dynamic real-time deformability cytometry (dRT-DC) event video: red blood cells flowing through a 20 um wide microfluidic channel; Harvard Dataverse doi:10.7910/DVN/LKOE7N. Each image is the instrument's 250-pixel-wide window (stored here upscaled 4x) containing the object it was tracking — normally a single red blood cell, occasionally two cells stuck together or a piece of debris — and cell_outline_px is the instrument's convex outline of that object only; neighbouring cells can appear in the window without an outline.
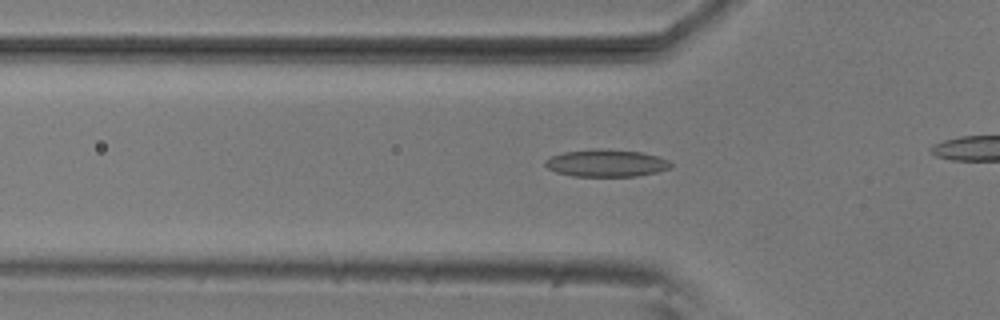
{"species": "common noctule bat (a hibernating species)", "species_latin": "Nyctalus noctula", "temperature_condition": "room temperature", "stored_images_in_passage": 37, "camera_frame_rate_fps": 3000, "um_per_image_px": 0.085, "animal": {"sex": "male", "body_mass_g": 20.5, "forearm_length_mm": 52.5}, "frame": {"image": 1, "passage_image": 18, "time_ms": 5.667, "image_size_px": [1000, 320], "cell_outline_px": [[672, 168], [656, 172], [636, 176], [572, 176], [556, 172], [548, 168], [544, 164], [544, 160], [552, 156], [564, 152], [640, 152], [656, 156], [668, 160], [672, 164]], "centroid_in_image_um": [51.55, 13.93], "position_along_channel_um": 74.3, "area_um2": 18.79}}
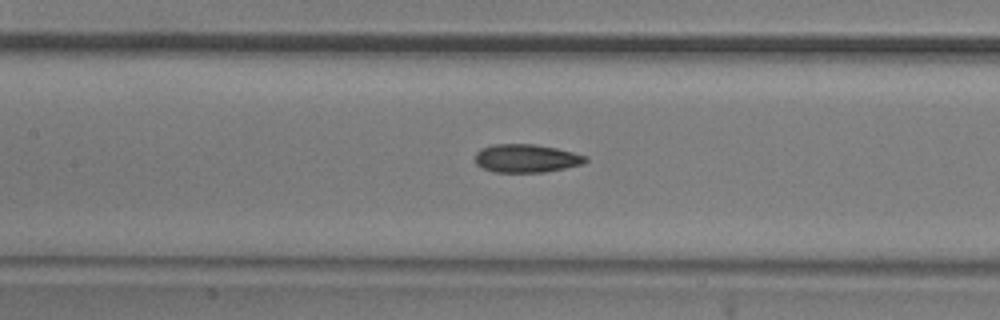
{"frame": {"image": 2, "passage_image": 25, "time_ms": 8.0, "image_size_px": [1000, 320], "cell_outline_px": [[588, 160], [584, 164], [544, 172], [492, 172], [476, 164], [476, 152], [480, 148], [492, 144], [532, 144], [556, 148], [588, 156]], "centroid_in_image_um": [44.74, 13.46], "position_along_channel_um": 162.7, "area_um2": 18.21}}
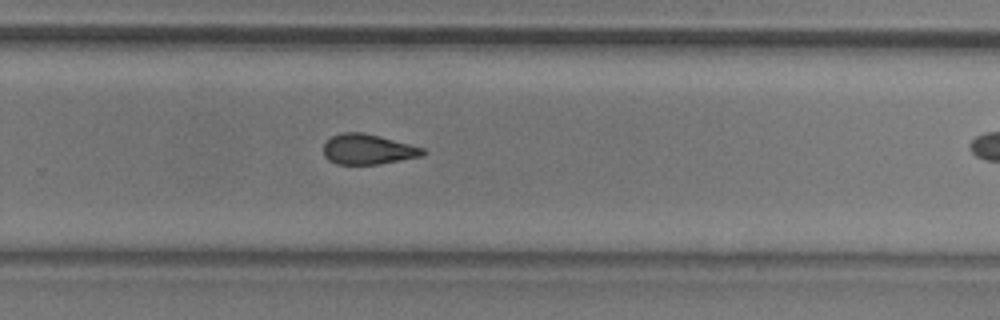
{"frame": {"image": 3, "passage_image": 36, "time_ms": 11.667, "image_size_px": [1000, 320], "cell_outline_px": [[428, 152], [420, 156], [380, 164], [336, 164], [328, 160], [324, 156], [324, 144], [332, 136], [344, 132], [364, 132], [380, 136], [424, 148]], "centroid_in_image_um": [31.27, 12.69], "position_along_channel_um": 298.5, "area_um2": 17.46}}